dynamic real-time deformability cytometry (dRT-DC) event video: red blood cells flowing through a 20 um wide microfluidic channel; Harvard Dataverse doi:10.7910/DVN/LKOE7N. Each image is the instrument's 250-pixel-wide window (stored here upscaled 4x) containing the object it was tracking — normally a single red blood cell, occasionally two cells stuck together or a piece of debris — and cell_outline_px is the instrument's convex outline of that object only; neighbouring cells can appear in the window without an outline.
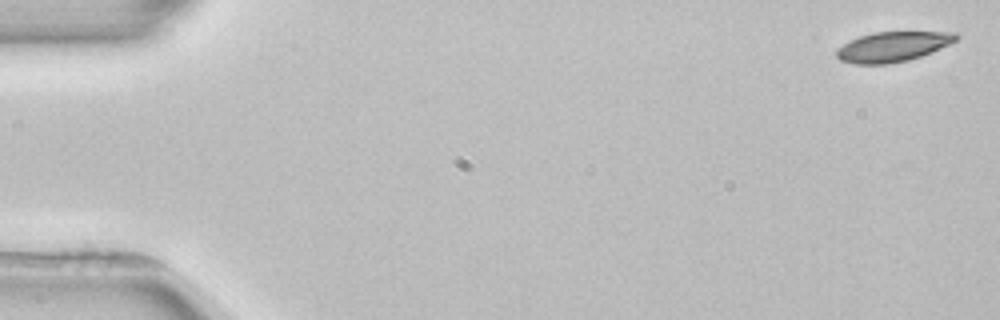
{"species": "common noctule bat (a hibernating species)", "species_latin": "Nyctalus noctula", "temperature_condition": "room temperature", "stored_images_in_passage": 4, "camera_frame_rate_fps": 3000, "um_per_image_px": 0.085, "animal": {"sex": "female", "body_mass_g": 22.7, "forearm_length_mm": 54.2}, "frame": {"image": 1, "passage_image": 1, "time_ms": 0.0, "image_size_px": [1000, 320], "cell_outline_px": [[960, 36], [956, 40], [948, 44], [920, 56], [908, 60], [888, 64], [856, 64], [840, 60], [836, 56], [836, 48], [860, 36], [872, 32], [956, 32]], "centroid_in_image_um": [75.85, 3.96], "position_along_channel_um": 9.1, "area_um2": 20.63}}
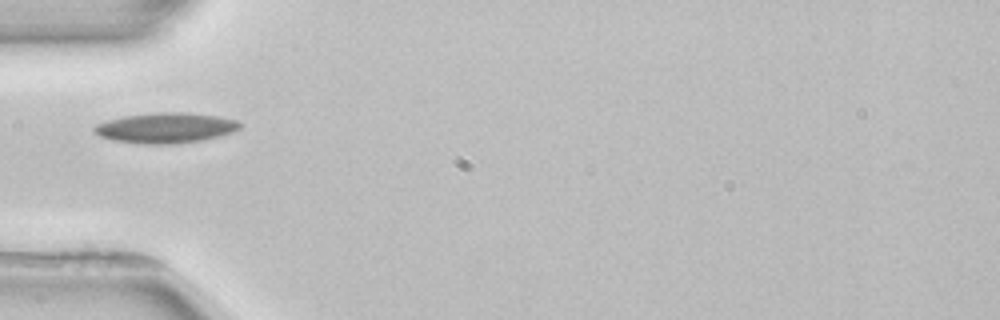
{"frame": {"image": 2, "passage_image": 4, "time_ms": 5.333, "image_size_px": [1000, 320], "cell_outline_px": [[240, 128], [232, 132], [200, 140], [176, 144], [140, 144], [112, 140], [100, 136], [92, 128], [96, 124], [108, 120], [124, 116], [160, 112], [188, 112], [216, 116], [236, 120], [240, 124]], "centroid_in_image_um": [14.05, 10.87], "position_along_channel_um": 71.0, "area_um2": 25.55}}